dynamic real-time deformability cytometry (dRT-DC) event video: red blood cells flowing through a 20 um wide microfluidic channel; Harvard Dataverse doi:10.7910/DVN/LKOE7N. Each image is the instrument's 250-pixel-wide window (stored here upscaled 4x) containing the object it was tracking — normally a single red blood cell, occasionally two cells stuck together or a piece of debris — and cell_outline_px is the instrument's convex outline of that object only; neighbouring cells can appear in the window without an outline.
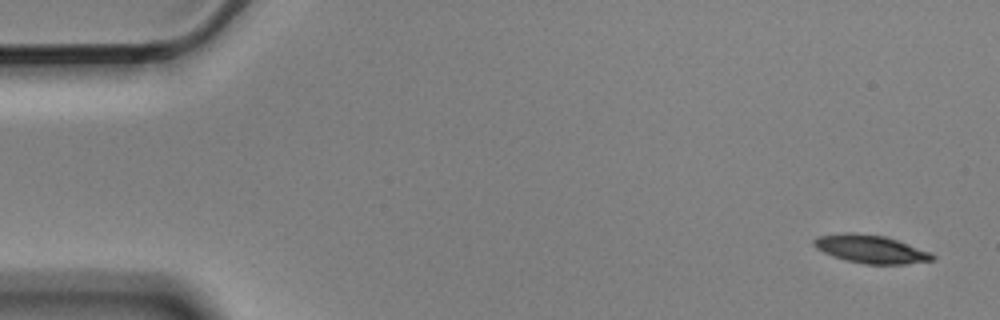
{"species": "Egyptian fruit bat (a non-hibernating species)", "species_latin": "Rousettus aegyptiacus", "temperature_condition": "cold", "stored_images_in_passage": 6, "camera_frame_rate_fps": 3000, "um_per_image_px": 0.085, "animal": {"sex": "male"}, "frame": {"image": 1, "passage_image": 1, "time_ms": 0.0, "image_size_px": [1000, 320], "cell_outline_px": [[936, 260], [904, 264], [864, 264], [832, 256], [816, 248], [812, 244], [812, 240], [816, 236], [844, 232], [856, 232], [884, 236], [932, 252], [936, 256]], "centroid_in_image_um": [74.01, 21.16], "position_along_channel_um": 11.0, "area_um2": 19.59}}